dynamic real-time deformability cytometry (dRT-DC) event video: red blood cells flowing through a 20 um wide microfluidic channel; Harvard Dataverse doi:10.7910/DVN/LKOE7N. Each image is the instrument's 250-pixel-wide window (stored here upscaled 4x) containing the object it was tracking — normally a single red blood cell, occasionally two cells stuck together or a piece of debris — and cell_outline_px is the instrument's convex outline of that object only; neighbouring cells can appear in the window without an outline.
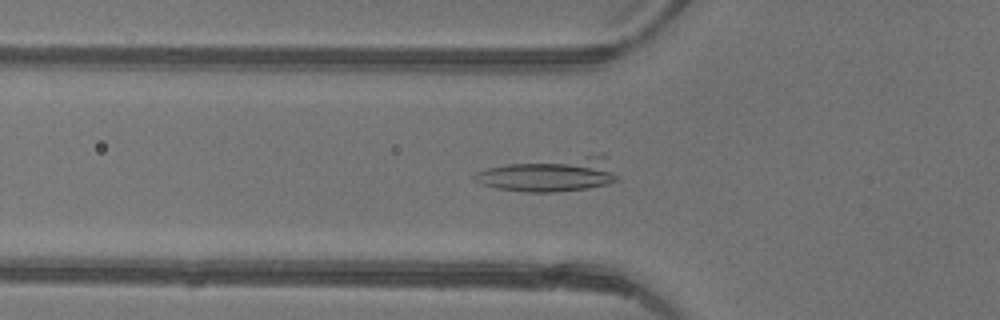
{"species": "common noctule bat (a hibernating species)", "species_latin": "Nyctalus noctula", "temperature_condition": "warm", "stored_images_in_passage": 33, "camera_frame_rate_fps": 3000, "um_per_image_px": 0.085, "animal": {"sex": "female"}, "frame": {"image": 1, "passage_image": 3, "time_ms": 0.667, "image_size_px": [1000, 320], "cell_outline_px": [[620, 180], [588, 188], [552, 192], [528, 192], [496, 188], [484, 184], [476, 180], [472, 176], [476, 172], [488, 168], [508, 164], [588, 156], [604, 156]], "centroid_in_image_um": [46.73, 14.87], "position_along_channel_um": 79.1, "area_um2": 27.28}}
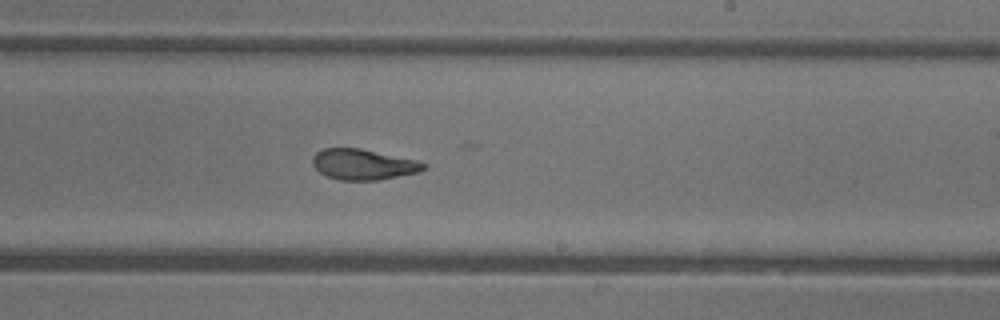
{"frame": {"image": 2, "passage_image": 15, "time_ms": 4.667, "image_size_px": [1000, 320], "cell_outline_px": [[428, 164], [420, 172], [380, 180], [340, 180], [328, 176], [320, 172], [312, 164], [312, 156], [316, 152], [324, 148], [360, 148], [416, 160]], "centroid_in_image_um": [30.88, 13.97], "position_along_channel_um": 258.1, "area_um2": 19.83}}
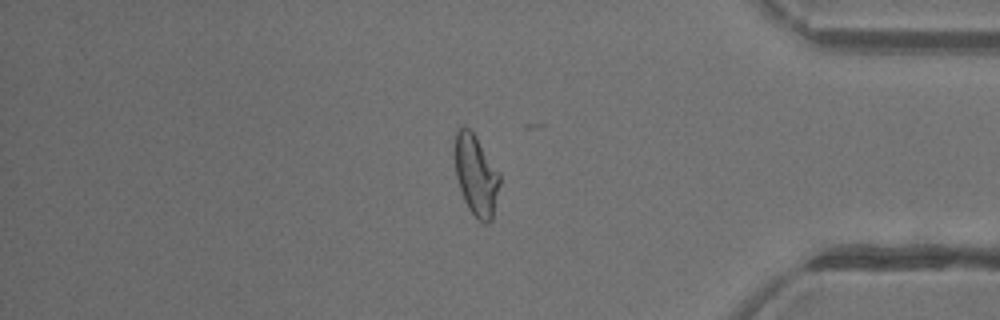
{"frame": {"image": 3, "passage_image": 26, "time_ms": 8.333, "image_size_px": [1000, 320], "cell_outline_px": [[500, 184], [492, 220], [488, 224], [484, 224], [468, 208], [464, 200], [456, 176], [456, 132], [464, 124], [476, 136], [500, 172]], "centroid_in_image_um": [40.5, 14.91], "position_along_channel_um": 394.7, "area_um2": 20.92}, "authors_computed_cell_mechanics": {"area_um2": 20.9236, "velocity_mm_per_s": 4.443, "shape_relaxation_time_tau1_ms": null, "shape_relaxation_time_tau2_ms": 1.4184, "deformation_change_tau1": null, "deformation_change_tau2": 0.0486}}